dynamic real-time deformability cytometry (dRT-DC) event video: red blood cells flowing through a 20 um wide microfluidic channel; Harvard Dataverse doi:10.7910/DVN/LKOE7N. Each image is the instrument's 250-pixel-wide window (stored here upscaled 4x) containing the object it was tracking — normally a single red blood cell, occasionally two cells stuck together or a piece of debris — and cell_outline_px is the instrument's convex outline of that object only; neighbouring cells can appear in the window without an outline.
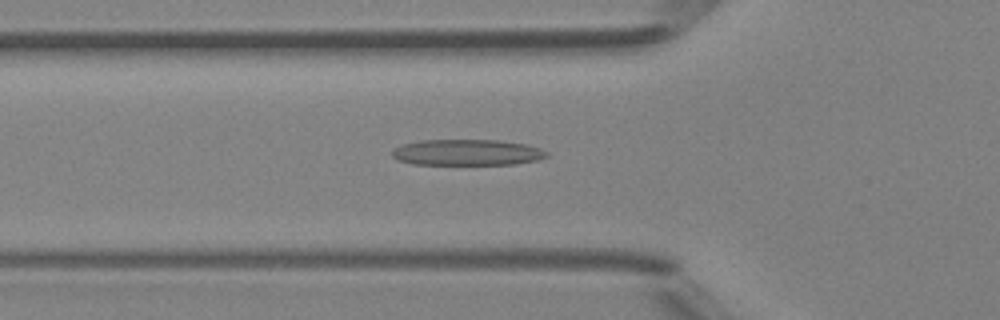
{"species": "Egyptian fruit bat (a non-hibernating species)", "species_latin": "Rousettus aegyptiacus", "temperature_condition": "room temperature", "stored_images_in_passage": 35, "camera_frame_rate_fps": 3000, "um_per_image_px": 0.085, "animal": {"sex": "female"}, "frame": {"image": 1, "passage_image": 8, "time_ms": 2.333, "image_size_px": [1000, 320], "cell_outline_px": [[548, 156], [536, 160], [516, 164], [412, 164], [396, 160], [392, 156], [392, 152], [396, 148], [404, 144], [420, 140], [500, 140], [524, 144], [540, 148], [548, 152]], "centroid_in_image_um": [39.7, 12.96], "position_along_channel_um": 86.1, "area_um2": 23.35}}
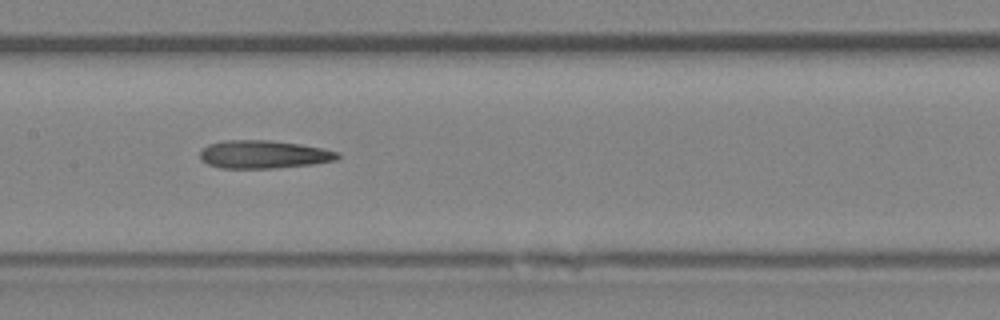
{"frame": {"image": 2, "passage_image": 15, "time_ms": 4.667, "image_size_px": [1000, 320], "cell_outline_px": [[340, 156], [336, 160], [312, 164], [272, 168], [220, 168], [208, 164], [200, 160], [200, 152], [208, 144], [224, 140], [272, 140], [300, 144], [340, 152]], "centroid_in_image_um": [22.39, 13.12], "position_along_channel_um": 185.0, "area_um2": 22.48}}
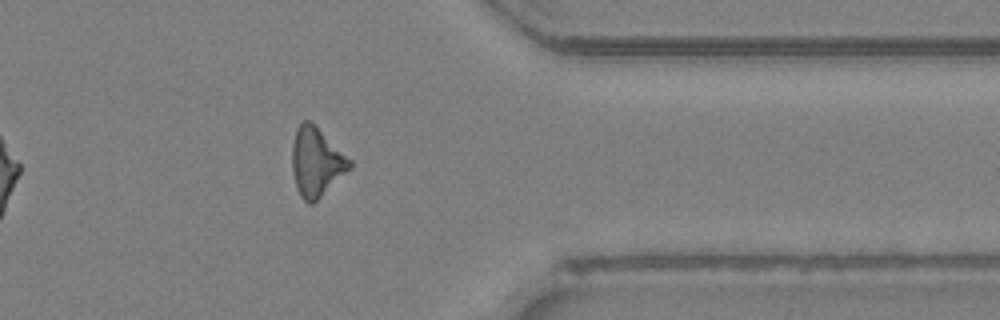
{"frame": {"image": 3, "passage_image": 30, "time_ms": 9.667, "image_size_px": [1000, 320], "cell_outline_px": [[352, 168], [312, 204], [308, 204], [300, 196], [292, 172], [292, 144], [296, 128], [304, 120], [308, 120], [352, 160]], "centroid_in_image_um": [26.88, 13.79], "position_along_channel_um": 384.5, "area_um2": 22.77}, "authors_computed_cell_mechanics": {"area_um2": 22.6576, "velocity_mm_per_s": 4.2523, "shape_relaxation_time_tau1_ms": 6.3733, "shape_relaxation_time_tau2_ms": 7.4709, "deformation_change_tau1": 0.1923, "deformation_change_tau2": 0.2417}}